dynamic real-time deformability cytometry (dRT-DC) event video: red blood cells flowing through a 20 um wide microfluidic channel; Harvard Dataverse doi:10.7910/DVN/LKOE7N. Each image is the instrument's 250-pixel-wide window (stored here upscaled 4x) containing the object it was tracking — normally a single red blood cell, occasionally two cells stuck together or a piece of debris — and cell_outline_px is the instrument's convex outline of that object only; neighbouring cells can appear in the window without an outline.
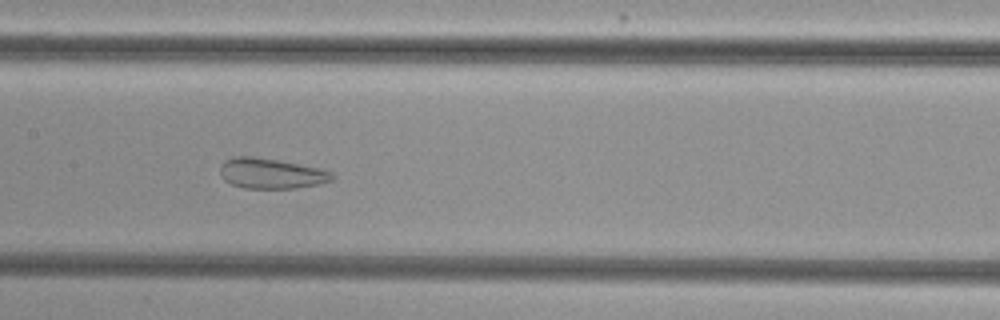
{"species": "common noctule bat (a hibernating species)", "species_latin": "Nyctalus noctula", "temperature_condition": "cold", "stored_images_in_passage": 31, "camera_frame_rate_fps": 3000, "um_per_image_px": 0.085, "animal": {"sex": "female", "body_mass_g": 29.2, "forearm_length_mm": 56.3}, "frame": {"image": 1, "passage_image": 18, "time_ms": 5.667, "image_size_px": [1000, 320], "cell_outline_px": [[336, 176], [332, 180], [320, 184], [296, 188], [244, 188], [232, 184], [224, 180], [220, 176], [220, 164], [224, 160], [232, 156], [252, 156], [280, 160], [320, 168], [332, 172]], "centroid_in_image_um": [23.04, 14.73], "position_along_channel_um": 184.4, "area_um2": 20.11}}
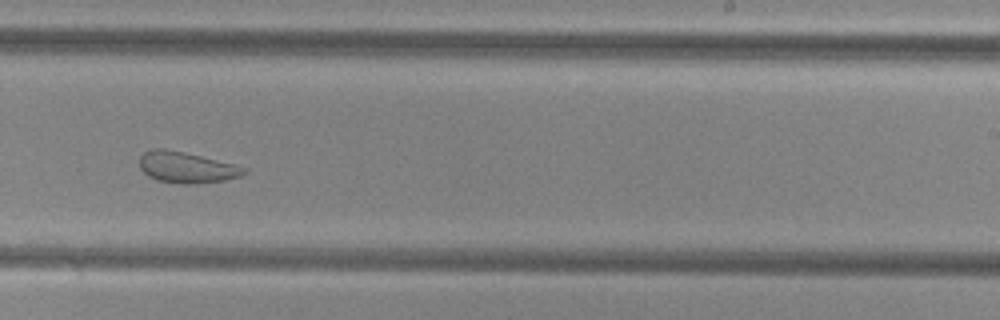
{"frame": {"image": 2, "passage_image": 25, "time_ms": 8.0, "image_size_px": [1000, 320], "cell_outline_px": [[248, 172], [240, 176], [224, 180], [188, 184], [184, 184], [156, 180], [148, 176], [140, 168], [140, 156], [144, 152], [152, 148], [164, 148], [184, 152], [248, 168]], "centroid_in_image_um": [15.83, 14.22], "position_along_channel_um": 273.2, "area_um2": 18.73}}
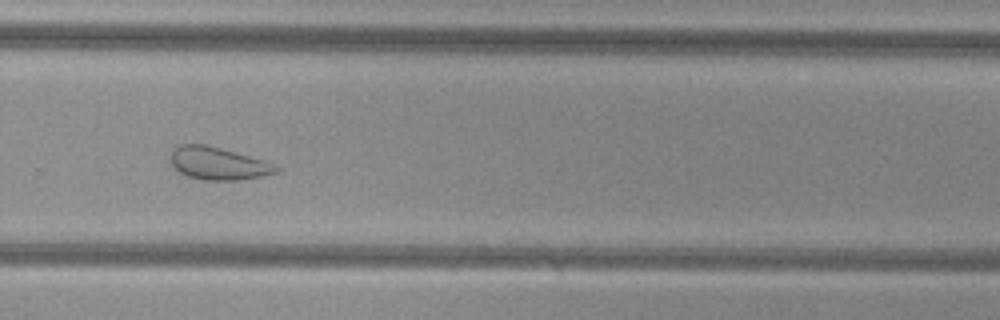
{"frame": {"image": 3, "passage_image": 28, "time_ms": 9.0, "image_size_px": [1000, 320], "cell_outline_px": [[280, 172], [260, 176], [236, 180], [204, 180], [188, 176], [180, 172], [172, 164], [172, 148], [180, 144], [208, 144], [264, 160], [280, 168]], "centroid_in_image_um": [18.55, 13.88], "position_along_channel_um": 311.3, "area_um2": 19.94}}